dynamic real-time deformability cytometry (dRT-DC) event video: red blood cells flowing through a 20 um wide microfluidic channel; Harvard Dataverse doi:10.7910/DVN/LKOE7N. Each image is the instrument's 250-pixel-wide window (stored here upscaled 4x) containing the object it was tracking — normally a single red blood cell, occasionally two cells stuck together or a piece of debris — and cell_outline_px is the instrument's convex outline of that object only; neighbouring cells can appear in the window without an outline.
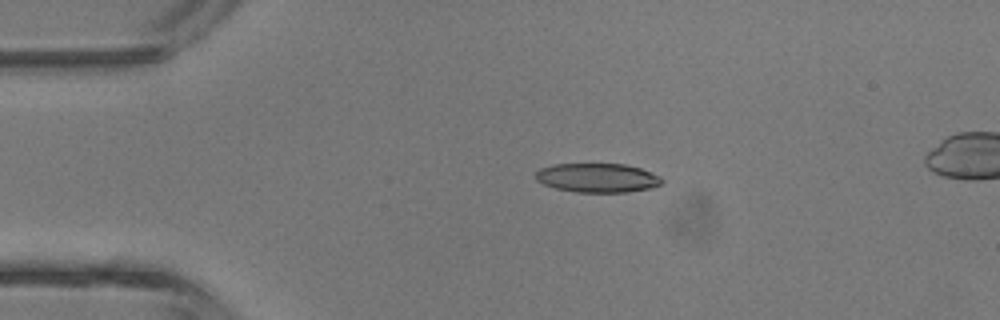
{"species": "common noctule bat (a hibernating species)", "species_latin": "Nyctalus noctula", "temperature_condition": "room temperature", "stored_images_in_passage": 35, "camera_frame_rate_fps": 3000, "um_per_image_px": 0.085, "animal": {"sex": "male", "body_mass_g": 13.3}, "frame": {"image": 1, "passage_image": 1, "time_ms": 0.0, "image_size_px": [1000, 320], "cell_outline_px": [[664, 180], [660, 184], [652, 188], [628, 192], [576, 192], [556, 188], [544, 184], [536, 180], [536, 172], [540, 168], [552, 164], [624, 164], [640, 168], [660, 176]], "centroid_in_image_um": [50.79, 15.11], "position_along_channel_um": 34.2, "area_um2": 21.39}}
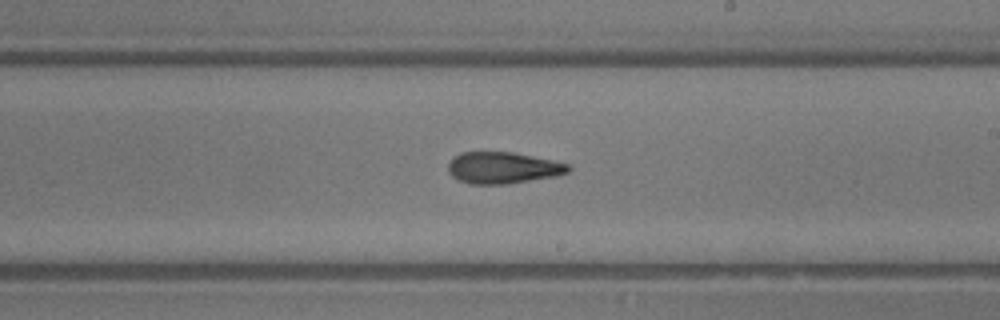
{"frame": {"image": 2, "passage_image": 17, "time_ms": 5.333, "image_size_px": [1000, 320], "cell_outline_px": [[572, 168], [568, 172], [556, 176], [508, 184], [468, 184], [452, 176], [448, 172], [448, 164], [460, 152], [512, 152], [552, 160], [568, 164]], "centroid_in_image_um": [42.75, 14.27], "position_along_channel_um": 246.2, "area_um2": 22.02}}
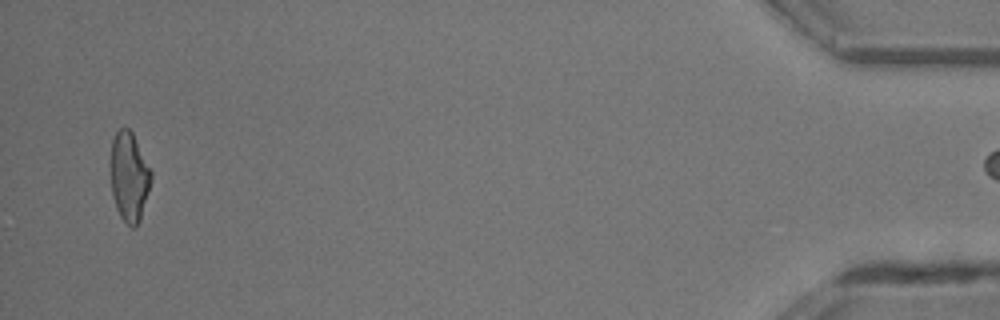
{"frame": {"image": 3, "passage_image": 34, "time_ms": 11.0, "image_size_px": [1000, 320], "cell_outline_px": [[152, 180], [140, 220], [136, 228], [132, 228], [120, 216], [116, 208], [112, 192], [108, 164], [112, 140], [116, 132], [120, 128], [128, 128], [132, 132], [152, 172]], "centroid_in_image_um": [10.95, 15.01], "position_along_channel_um": 424.2, "area_um2": 21.5}}